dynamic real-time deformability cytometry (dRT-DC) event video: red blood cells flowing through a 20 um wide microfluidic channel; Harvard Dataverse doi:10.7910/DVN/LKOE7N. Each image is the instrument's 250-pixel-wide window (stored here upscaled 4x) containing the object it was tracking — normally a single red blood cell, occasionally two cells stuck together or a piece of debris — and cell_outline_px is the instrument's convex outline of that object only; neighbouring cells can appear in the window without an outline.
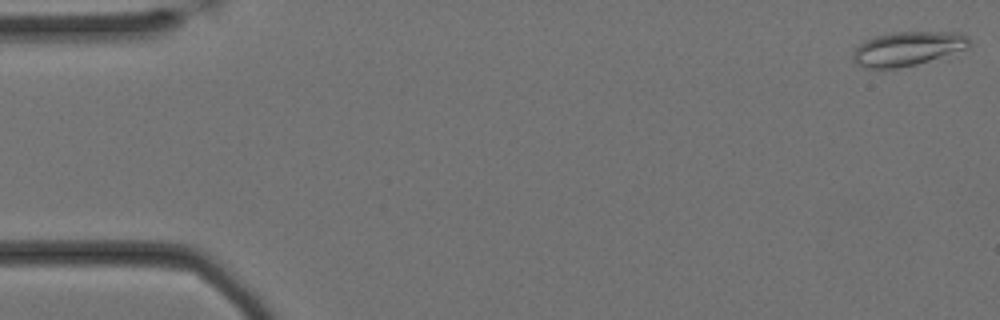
{"species": "Egyptian fruit bat (a non-hibernating species)", "species_latin": "Rousettus aegyptiacus", "temperature_condition": "cold", "stored_images_in_passage": 16, "camera_frame_rate_fps": 3000, "um_per_image_px": 0.085, "animal": {"sex": "female"}, "frame": {"image": 1, "passage_image": 1, "time_ms": 0.0, "image_size_px": [1000, 320], "cell_outline_px": [[972, 44], [968, 48], [916, 64], [896, 68], [864, 68], [856, 64], [852, 60], [852, 52], [860, 44], [876, 36], [892, 32], [960, 32], [968, 36]], "centroid_in_image_um": [77.15, 4.13], "position_along_channel_um": 7.8, "area_um2": 23.06}}